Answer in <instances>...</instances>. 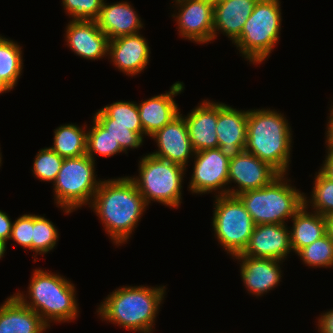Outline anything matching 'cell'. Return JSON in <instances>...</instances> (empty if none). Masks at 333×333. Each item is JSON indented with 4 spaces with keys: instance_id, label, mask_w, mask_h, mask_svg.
<instances>
[{
    "instance_id": "ffe728a7",
    "label": "cell",
    "mask_w": 333,
    "mask_h": 333,
    "mask_svg": "<svg viewBox=\"0 0 333 333\" xmlns=\"http://www.w3.org/2000/svg\"><path fill=\"white\" fill-rule=\"evenodd\" d=\"M187 124L189 138L195 152L218 148L217 121L218 102L203 99L187 115H182Z\"/></svg>"
},
{
    "instance_id": "5bb4252c",
    "label": "cell",
    "mask_w": 333,
    "mask_h": 333,
    "mask_svg": "<svg viewBox=\"0 0 333 333\" xmlns=\"http://www.w3.org/2000/svg\"><path fill=\"white\" fill-rule=\"evenodd\" d=\"M240 262V277L247 293L262 297L274 290L282 281L284 261L243 256L241 253L232 257Z\"/></svg>"
},
{
    "instance_id": "7bdbcfd3",
    "label": "cell",
    "mask_w": 333,
    "mask_h": 333,
    "mask_svg": "<svg viewBox=\"0 0 333 333\" xmlns=\"http://www.w3.org/2000/svg\"><path fill=\"white\" fill-rule=\"evenodd\" d=\"M2 166V152H1V148H0V167Z\"/></svg>"
},
{
    "instance_id": "d6986e66",
    "label": "cell",
    "mask_w": 333,
    "mask_h": 333,
    "mask_svg": "<svg viewBox=\"0 0 333 333\" xmlns=\"http://www.w3.org/2000/svg\"><path fill=\"white\" fill-rule=\"evenodd\" d=\"M64 35L65 45L76 56L92 61L108 57L109 38L96 21H68Z\"/></svg>"
},
{
    "instance_id": "3957f363",
    "label": "cell",
    "mask_w": 333,
    "mask_h": 333,
    "mask_svg": "<svg viewBox=\"0 0 333 333\" xmlns=\"http://www.w3.org/2000/svg\"><path fill=\"white\" fill-rule=\"evenodd\" d=\"M292 128L284 113L275 109H248L245 151L267 162L280 174H289Z\"/></svg>"
},
{
    "instance_id": "277c9868",
    "label": "cell",
    "mask_w": 333,
    "mask_h": 333,
    "mask_svg": "<svg viewBox=\"0 0 333 333\" xmlns=\"http://www.w3.org/2000/svg\"><path fill=\"white\" fill-rule=\"evenodd\" d=\"M26 295L13 293L24 305L34 310L51 328L50 323H69L79 316L75 285L59 273L36 268L31 274Z\"/></svg>"
},
{
    "instance_id": "44dd1931",
    "label": "cell",
    "mask_w": 333,
    "mask_h": 333,
    "mask_svg": "<svg viewBox=\"0 0 333 333\" xmlns=\"http://www.w3.org/2000/svg\"><path fill=\"white\" fill-rule=\"evenodd\" d=\"M128 1L106 3L104 0L99 16L95 20L100 30L112 40L140 33L144 28L142 18Z\"/></svg>"
},
{
    "instance_id": "74e56055",
    "label": "cell",
    "mask_w": 333,
    "mask_h": 333,
    "mask_svg": "<svg viewBox=\"0 0 333 333\" xmlns=\"http://www.w3.org/2000/svg\"><path fill=\"white\" fill-rule=\"evenodd\" d=\"M333 103V102H332ZM330 110L328 113L329 115L327 116V126H326V131H325V144H326V150H331L333 149V104L330 105Z\"/></svg>"
},
{
    "instance_id": "ee69618b",
    "label": "cell",
    "mask_w": 333,
    "mask_h": 333,
    "mask_svg": "<svg viewBox=\"0 0 333 333\" xmlns=\"http://www.w3.org/2000/svg\"><path fill=\"white\" fill-rule=\"evenodd\" d=\"M212 1H213V3H217V2H220L222 0H212Z\"/></svg>"
},
{
    "instance_id": "9c48e42d",
    "label": "cell",
    "mask_w": 333,
    "mask_h": 333,
    "mask_svg": "<svg viewBox=\"0 0 333 333\" xmlns=\"http://www.w3.org/2000/svg\"><path fill=\"white\" fill-rule=\"evenodd\" d=\"M214 198V237L232 258L247 247L255 223L237 196L222 195Z\"/></svg>"
},
{
    "instance_id": "ac0fdd59",
    "label": "cell",
    "mask_w": 333,
    "mask_h": 333,
    "mask_svg": "<svg viewBox=\"0 0 333 333\" xmlns=\"http://www.w3.org/2000/svg\"><path fill=\"white\" fill-rule=\"evenodd\" d=\"M287 224L255 225L243 256L285 261L290 252V232Z\"/></svg>"
},
{
    "instance_id": "7c38bea8",
    "label": "cell",
    "mask_w": 333,
    "mask_h": 333,
    "mask_svg": "<svg viewBox=\"0 0 333 333\" xmlns=\"http://www.w3.org/2000/svg\"><path fill=\"white\" fill-rule=\"evenodd\" d=\"M279 175L280 173L267 162L261 161L244 150L230 159L228 195L237 196L249 190L260 189L270 184ZM231 183H235L236 186L233 187Z\"/></svg>"
},
{
    "instance_id": "1f68e13d",
    "label": "cell",
    "mask_w": 333,
    "mask_h": 333,
    "mask_svg": "<svg viewBox=\"0 0 333 333\" xmlns=\"http://www.w3.org/2000/svg\"><path fill=\"white\" fill-rule=\"evenodd\" d=\"M64 158L53 151L50 146L41 148L35 155L32 175L43 182H53L62 167Z\"/></svg>"
},
{
    "instance_id": "7402d4cb",
    "label": "cell",
    "mask_w": 333,
    "mask_h": 333,
    "mask_svg": "<svg viewBox=\"0 0 333 333\" xmlns=\"http://www.w3.org/2000/svg\"><path fill=\"white\" fill-rule=\"evenodd\" d=\"M258 0H222L214 3L213 41L217 35H226L232 44L240 37L247 19Z\"/></svg>"
},
{
    "instance_id": "8fae6325",
    "label": "cell",
    "mask_w": 333,
    "mask_h": 333,
    "mask_svg": "<svg viewBox=\"0 0 333 333\" xmlns=\"http://www.w3.org/2000/svg\"><path fill=\"white\" fill-rule=\"evenodd\" d=\"M175 13H172L177 23V31L182 39L196 44L213 42V12L212 0H173Z\"/></svg>"
},
{
    "instance_id": "4316f807",
    "label": "cell",
    "mask_w": 333,
    "mask_h": 333,
    "mask_svg": "<svg viewBox=\"0 0 333 333\" xmlns=\"http://www.w3.org/2000/svg\"><path fill=\"white\" fill-rule=\"evenodd\" d=\"M18 42L0 35V76L12 88L23 73V50Z\"/></svg>"
},
{
    "instance_id": "5b68a950",
    "label": "cell",
    "mask_w": 333,
    "mask_h": 333,
    "mask_svg": "<svg viewBox=\"0 0 333 333\" xmlns=\"http://www.w3.org/2000/svg\"><path fill=\"white\" fill-rule=\"evenodd\" d=\"M288 175L280 174L270 184L260 189L237 195L255 225L287 224L288 219H292L303 207L304 193L291 184Z\"/></svg>"
},
{
    "instance_id": "836d02e7",
    "label": "cell",
    "mask_w": 333,
    "mask_h": 333,
    "mask_svg": "<svg viewBox=\"0 0 333 333\" xmlns=\"http://www.w3.org/2000/svg\"><path fill=\"white\" fill-rule=\"evenodd\" d=\"M117 141L122 150L137 149L144 143V139L137 133L128 130V126L122 124H100Z\"/></svg>"
},
{
    "instance_id": "d4e9b609",
    "label": "cell",
    "mask_w": 333,
    "mask_h": 333,
    "mask_svg": "<svg viewBox=\"0 0 333 333\" xmlns=\"http://www.w3.org/2000/svg\"><path fill=\"white\" fill-rule=\"evenodd\" d=\"M88 125L63 124L54 129L53 145L50 147L63 158L86 155Z\"/></svg>"
},
{
    "instance_id": "6da1fadb",
    "label": "cell",
    "mask_w": 333,
    "mask_h": 333,
    "mask_svg": "<svg viewBox=\"0 0 333 333\" xmlns=\"http://www.w3.org/2000/svg\"><path fill=\"white\" fill-rule=\"evenodd\" d=\"M90 207L117 247L128 243L148 205L129 176L102 179Z\"/></svg>"
},
{
    "instance_id": "484cf974",
    "label": "cell",
    "mask_w": 333,
    "mask_h": 333,
    "mask_svg": "<svg viewBox=\"0 0 333 333\" xmlns=\"http://www.w3.org/2000/svg\"><path fill=\"white\" fill-rule=\"evenodd\" d=\"M99 124H122L143 138L137 102L119 100L100 108L93 117Z\"/></svg>"
},
{
    "instance_id": "83f0119b",
    "label": "cell",
    "mask_w": 333,
    "mask_h": 333,
    "mask_svg": "<svg viewBox=\"0 0 333 333\" xmlns=\"http://www.w3.org/2000/svg\"><path fill=\"white\" fill-rule=\"evenodd\" d=\"M310 198L304 193V205L322 216L333 213V180L320 169L315 172ZM308 198V199H307Z\"/></svg>"
},
{
    "instance_id": "f35d334b",
    "label": "cell",
    "mask_w": 333,
    "mask_h": 333,
    "mask_svg": "<svg viewBox=\"0 0 333 333\" xmlns=\"http://www.w3.org/2000/svg\"><path fill=\"white\" fill-rule=\"evenodd\" d=\"M326 155L322 166L319 168L327 177L333 180V149L325 150Z\"/></svg>"
},
{
    "instance_id": "8d00e7d4",
    "label": "cell",
    "mask_w": 333,
    "mask_h": 333,
    "mask_svg": "<svg viewBox=\"0 0 333 333\" xmlns=\"http://www.w3.org/2000/svg\"><path fill=\"white\" fill-rule=\"evenodd\" d=\"M13 222L10 216L4 211L0 210V239L8 243L11 232H12Z\"/></svg>"
},
{
    "instance_id": "e575fe53",
    "label": "cell",
    "mask_w": 333,
    "mask_h": 333,
    "mask_svg": "<svg viewBox=\"0 0 333 333\" xmlns=\"http://www.w3.org/2000/svg\"><path fill=\"white\" fill-rule=\"evenodd\" d=\"M33 214H23L13 221L11 237L16 245L31 251Z\"/></svg>"
},
{
    "instance_id": "603a6c76",
    "label": "cell",
    "mask_w": 333,
    "mask_h": 333,
    "mask_svg": "<svg viewBox=\"0 0 333 333\" xmlns=\"http://www.w3.org/2000/svg\"><path fill=\"white\" fill-rule=\"evenodd\" d=\"M49 327L14 294L0 305V333H45Z\"/></svg>"
},
{
    "instance_id": "30bf717a",
    "label": "cell",
    "mask_w": 333,
    "mask_h": 333,
    "mask_svg": "<svg viewBox=\"0 0 333 333\" xmlns=\"http://www.w3.org/2000/svg\"><path fill=\"white\" fill-rule=\"evenodd\" d=\"M193 159L188 191L197 195L215 192L213 197L228 195L230 160L218 148L197 151Z\"/></svg>"
},
{
    "instance_id": "d6a6232c",
    "label": "cell",
    "mask_w": 333,
    "mask_h": 333,
    "mask_svg": "<svg viewBox=\"0 0 333 333\" xmlns=\"http://www.w3.org/2000/svg\"><path fill=\"white\" fill-rule=\"evenodd\" d=\"M104 0H62L63 9L69 21H95Z\"/></svg>"
},
{
    "instance_id": "d590c367",
    "label": "cell",
    "mask_w": 333,
    "mask_h": 333,
    "mask_svg": "<svg viewBox=\"0 0 333 333\" xmlns=\"http://www.w3.org/2000/svg\"><path fill=\"white\" fill-rule=\"evenodd\" d=\"M319 333H333V309L321 313V315L316 318Z\"/></svg>"
},
{
    "instance_id": "e0dca14e",
    "label": "cell",
    "mask_w": 333,
    "mask_h": 333,
    "mask_svg": "<svg viewBox=\"0 0 333 333\" xmlns=\"http://www.w3.org/2000/svg\"><path fill=\"white\" fill-rule=\"evenodd\" d=\"M181 81L171 85L170 90L137 103L144 136L150 137L162 129L179 114L180 110L174 97L181 94L185 87Z\"/></svg>"
},
{
    "instance_id": "f1b7e54d",
    "label": "cell",
    "mask_w": 333,
    "mask_h": 333,
    "mask_svg": "<svg viewBox=\"0 0 333 333\" xmlns=\"http://www.w3.org/2000/svg\"><path fill=\"white\" fill-rule=\"evenodd\" d=\"M59 235L58 229L52 221L42 215L33 214L31 251L35 253L32 255L34 262L37 261V254L45 255L55 249Z\"/></svg>"
},
{
    "instance_id": "60d3db41",
    "label": "cell",
    "mask_w": 333,
    "mask_h": 333,
    "mask_svg": "<svg viewBox=\"0 0 333 333\" xmlns=\"http://www.w3.org/2000/svg\"><path fill=\"white\" fill-rule=\"evenodd\" d=\"M11 90L12 88L0 76V95H2L3 93H8Z\"/></svg>"
},
{
    "instance_id": "52a82bcc",
    "label": "cell",
    "mask_w": 333,
    "mask_h": 333,
    "mask_svg": "<svg viewBox=\"0 0 333 333\" xmlns=\"http://www.w3.org/2000/svg\"><path fill=\"white\" fill-rule=\"evenodd\" d=\"M138 175L129 176L146 204L158 202L169 208H178L182 203L184 175L187 168L177 163L158 158L150 153L140 158Z\"/></svg>"
},
{
    "instance_id": "ba28073f",
    "label": "cell",
    "mask_w": 333,
    "mask_h": 333,
    "mask_svg": "<svg viewBox=\"0 0 333 333\" xmlns=\"http://www.w3.org/2000/svg\"><path fill=\"white\" fill-rule=\"evenodd\" d=\"M96 162L89 156L64 158L62 167L53 182L56 207L64 214L72 213L92 202L101 179L96 176Z\"/></svg>"
},
{
    "instance_id": "b9f144b4",
    "label": "cell",
    "mask_w": 333,
    "mask_h": 333,
    "mask_svg": "<svg viewBox=\"0 0 333 333\" xmlns=\"http://www.w3.org/2000/svg\"><path fill=\"white\" fill-rule=\"evenodd\" d=\"M6 249H7V242L0 239V260L1 258L4 257Z\"/></svg>"
},
{
    "instance_id": "4dcf8cb0",
    "label": "cell",
    "mask_w": 333,
    "mask_h": 333,
    "mask_svg": "<svg viewBox=\"0 0 333 333\" xmlns=\"http://www.w3.org/2000/svg\"><path fill=\"white\" fill-rule=\"evenodd\" d=\"M302 263L308 267L333 268V240L326 233L297 253Z\"/></svg>"
},
{
    "instance_id": "f546056e",
    "label": "cell",
    "mask_w": 333,
    "mask_h": 333,
    "mask_svg": "<svg viewBox=\"0 0 333 333\" xmlns=\"http://www.w3.org/2000/svg\"><path fill=\"white\" fill-rule=\"evenodd\" d=\"M92 120L87 131L86 155L95 162L97 155L109 158L125 153L119 143L94 118Z\"/></svg>"
},
{
    "instance_id": "8992f818",
    "label": "cell",
    "mask_w": 333,
    "mask_h": 333,
    "mask_svg": "<svg viewBox=\"0 0 333 333\" xmlns=\"http://www.w3.org/2000/svg\"><path fill=\"white\" fill-rule=\"evenodd\" d=\"M281 11L280 0L257 1L240 37L233 43L244 60L258 66L269 58L280 40Z\"/></svg>"
},
{
    "instance_id": "7a4b0ae2",
    "label": "cell",
    "mask_w": 333,
    "mask_h": 333,
    "mask_svg": "<svg viewBox=\"0 0 333 333\" xmlns=\"http://www.w3.org/2000/svg\"><path fill=\"white\" fill-rule=\"evenodd\" d=\"M156 286H119L103 299L96 313L102 321L127 331L152 333L167 293L165 285Z\"/></svg>"
},
{
    "instance_id": "2e32d148",
    "label": "cell",
    "mask_w": 333,
    "mask_h": 333,
    "mask_svg": "<svg viewBox=\"0 0 333 333\" xmlns=\"http://www.w3.org/2000/svg\"><path fill=\"white\" fill-rule=\"evenodd\" d=\"M248 110H238L218 102V149L229 160L245 150L247 141Z\"/></svg>"
},
{
    "instance_id": "ab89813d",
    "label": "cell",
    "mask_w": 333,
    "mask_h": 333,
    "mask_svg": "<svg viewBox=\"0 0 333 333\" xmlns=\"http://www.w3.org/2000/svg\"><path fill=\"white\" fill-rule=\"evenodd\" d=\"M327 233L333 240V213L326 216Z\"/></svg>"
},
{
    "instance_id": "9a60e30c",
    "label": "cell",
    "mask_w": 333,
    "mask_h": 333,
    "mask_svg": "<svg viewBox=\"0 0 333 333\" xmlns=\"http://www.w3.org/2000/svg\"><path fill=\"white\" fill-rule=\"evenodd\" d=\"M150 54L148 40L141 33L109 40L108 60L127 76L141 74L149 65Z\"/></svg>"
},
{
    "instance_id": "cb8c5ba5",
    "label": "cell",
    "mask_w": 333,
    "mask_h": 333,
    "mask_svg": "<svg viewBox=\"0 0 333 333\" xmlns=\"http://www.w3.org/2000/svg\"><path fill=\"white\" fill-rule=\"evenodd\" d=\"M309 210L303 205L291 219L292 227L288 226L290 244L295 254L327 233L326 217Z\"/></svg>"
},
{
    "instance_id": "4fadbf2b",
    "label": "cell",
    "mask_w": 333,
    "mask_h": 333,
    "mask_svg": "<svg viewBox=\"0 0 333 333\" xmlns=\"http://www.w3.org/2000/svg\"><path fill=\"white\" fill-rule=\"evenodd\" d=\"M158 149L150 154L177 163L187 168L190 158L194 157L195 151L192 147L187 124L180 114L162 129L156 131L152 136Z\"/></svg>"
}]
</instances>
